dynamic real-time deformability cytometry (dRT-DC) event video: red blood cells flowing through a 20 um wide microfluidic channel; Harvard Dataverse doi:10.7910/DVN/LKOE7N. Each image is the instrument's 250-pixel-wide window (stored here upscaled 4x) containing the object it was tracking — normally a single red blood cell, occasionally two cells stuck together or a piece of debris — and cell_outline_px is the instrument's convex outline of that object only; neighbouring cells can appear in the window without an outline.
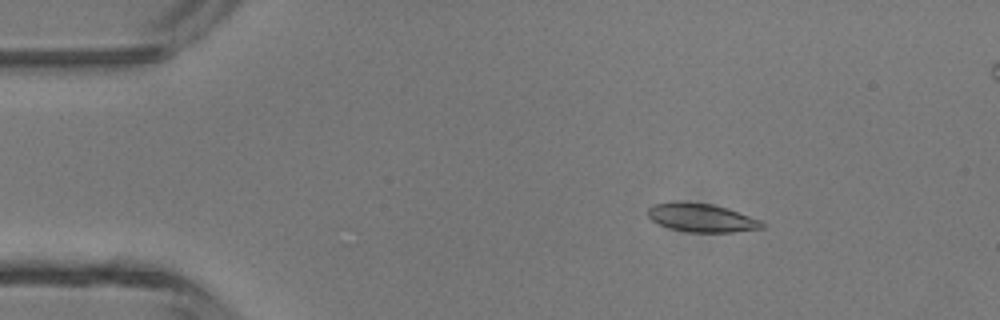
{"species": "common noctule bat (a hibernating species)", "species_latin": "Nyctalus noctula", "temperature_condition": "room temperature", "stored_images_in_passage": 5, "camera_frame_rate_fps": 3000, "um_per_image_px": 0.085, "animal": {"sex": "male", "body_mass_g": 13.3}, "frame": {"image": 1, "passage_image": 3, "time_ms": 0.667, "image_size_px": [1000, 320], "cell_outline_px": [[764, 228], [732, 232], [688, 232], [672, 228], [660, 224], [652, 220], [648, 216], [648, 208], [652, 204], [676, 200], [680, 200], [712, 204], [760, 220], [764, 224]], "centroid_in_image_um": [59.57, 18.49], "position_along_channel_um": 25.4, "area_um2": 18.84}}